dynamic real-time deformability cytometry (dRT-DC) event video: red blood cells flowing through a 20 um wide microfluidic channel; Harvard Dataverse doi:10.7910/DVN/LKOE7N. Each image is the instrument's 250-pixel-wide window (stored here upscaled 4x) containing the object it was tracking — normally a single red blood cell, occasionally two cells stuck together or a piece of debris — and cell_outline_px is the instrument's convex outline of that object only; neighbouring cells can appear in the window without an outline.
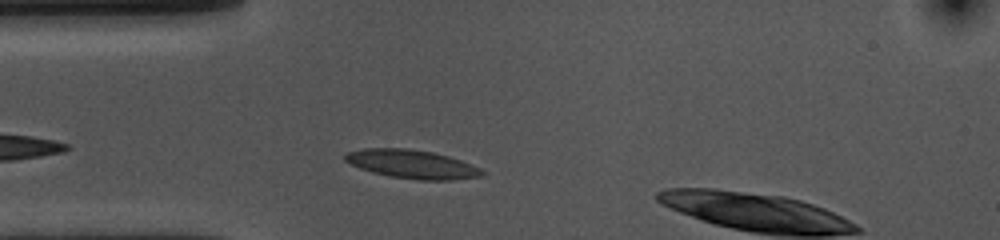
{"species": "common noctule bat (a hibernating species)", "species_latin": "Nyctalus noctula", "temperature_condition": "cold", "stored_images_in_passage": 8, "camera_frame_rate_fps": 3000, "um_per_image_px": 0.085, "animal": {"sex": "female", "body_mass_g": 10.0, "forearm_length_mm": 53.1}, "frame": {"image": 1, "passage_image": 6, "time_ms": 1.667, "image_size_px": [1000, 240], "cell_outline_px": [[484, 176], [452, 180], [416, 180], [392, 176], [372, 172], [360, 168], [344, 160], [344, 156], [348, 152], [364, 148], [404, 148], [432, 152], [448, 156], [460, 160], [480, 168], [484, 172]], "centroid_in_image_um": [35.03, 13.96], "position_along_channel_um": 50.0, "area_um2": 22.66}}